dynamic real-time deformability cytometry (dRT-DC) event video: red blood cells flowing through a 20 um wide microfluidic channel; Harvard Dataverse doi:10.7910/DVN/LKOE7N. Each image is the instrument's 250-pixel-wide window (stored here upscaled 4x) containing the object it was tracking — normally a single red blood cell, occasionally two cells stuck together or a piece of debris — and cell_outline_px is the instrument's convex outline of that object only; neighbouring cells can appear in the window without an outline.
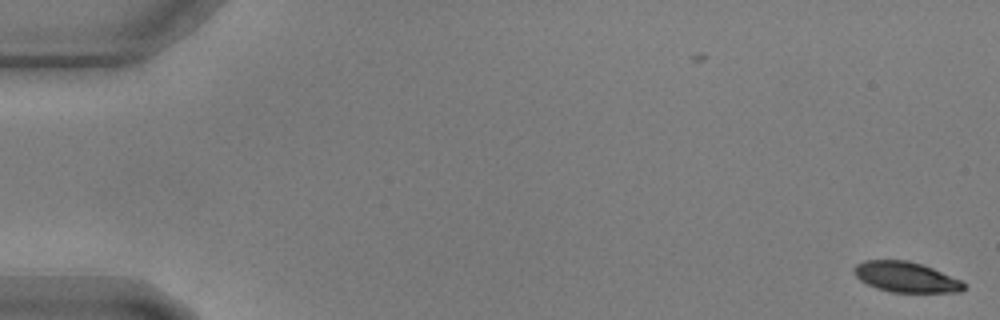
{"species": "common noctule bat (a hibernating species)", "species_latin": "Nyctalus noctula", "temperature_condition": "warm", "stored_images_in_passage": 2, "camera_frame_rate_fps": 3000, "um_per_image_px": 0.085, "animal": {"sex": "male", "body_mass_g": 17.9, "forearm_length_mm": 54.2}, "frame": {"image": 1, "passage_image": 2, "time_ms": 0.333, "image_size_px": [1000, 320], "cell_outline_px": [[964, 288], [960, 292], [892, 292], [876, 288], [860, 280], [852, 272], [852, 268], [856, 264], [864, 260], [908, 260], [932, 268], [960, 280], [964, 284]], "centroid_in_image_um": [76.94, 23.54], "position_along_channel_um": 8.1, "area_um2": 19.31}}